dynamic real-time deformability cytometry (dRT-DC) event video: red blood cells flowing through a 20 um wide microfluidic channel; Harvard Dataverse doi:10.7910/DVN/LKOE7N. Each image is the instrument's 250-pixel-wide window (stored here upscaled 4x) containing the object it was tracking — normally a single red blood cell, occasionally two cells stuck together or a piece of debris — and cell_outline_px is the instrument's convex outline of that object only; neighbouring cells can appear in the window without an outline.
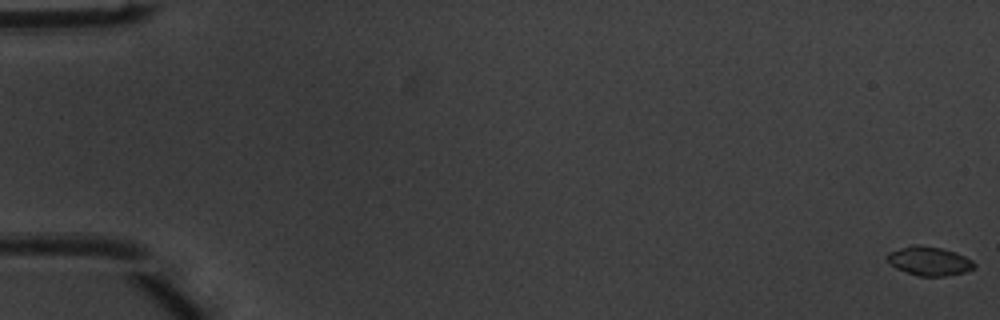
{"species": "common noctule bat (a hibernating species)", "species_latin": "Nyctalus noctula", "temperature_condition": "warm", "stored_images_in_passage": 54, "segment_of_instrument_passage": [1, 2], "camera_frame_rate_fps": 3000, "um_per_image_px": 0.085, "animal": {"sex": "male", "body_mass_g": 20.1, "forearm_length_mm": 53.5}, "frame": {"image": 1, "passage_image": 1, "time_ms": 0.0, "image_size_px": [1000, 320], "cell_outline_px": [[976, 268], [964, 272], [944, 276], [920, 276], [896, 268], [888, 260], [888, 252], [912, 244], [916, 244], [940, 248], [956, 252], [972, 260], [976, 264]], "centroid_in_image_um": [79.02, 22.18], "position_along_channel_um": 6.0, "area_um2": 14.51}}
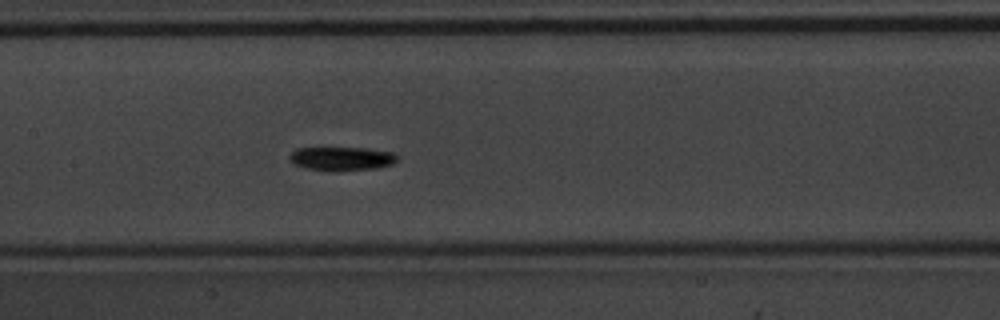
{"frame": {"image": 2, "passage_image": 27, "time_ms": 8.667, "image_size_px": [1000, 320], "cell_outline_px": [[396, 160], [392, 164], [376, 168], [336, 172], [304, 168], [288, 160], [288, 156], [296, 148], [364, 148], [392, 152], [396, 156]], "centroid_in_image_um": [28.99, 13.5], "position_along_channel_um": 178.4, "area_um2": 14.97}}
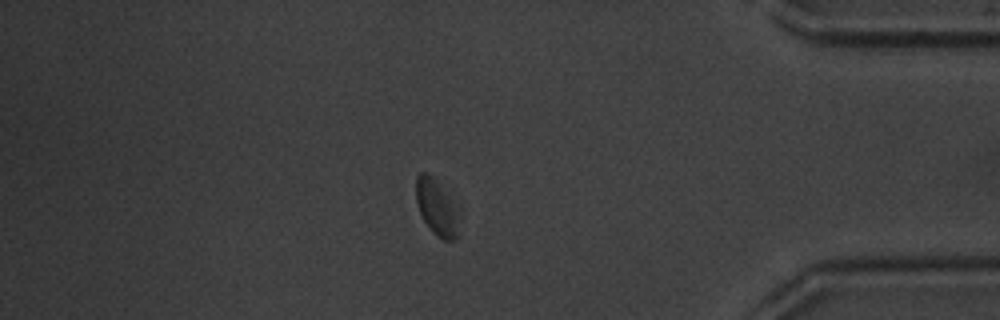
{"frame": {"image": 3, "passage_image": 46, "time_ms": 15.0, "image_size_px": [1000, 320], "cell_outline_px": [[460, 236], [456, 240], [444, 240], [436, 236], [432, 232], [424, 220], [420, 212], [416, 200], [416, 176], [420, 172], [428, 172], [432, 176], [456, 212]], "centroid_in_image_um": [37.07, 17.7], "position_along_channel_um": 398.1, "area_um2": 13.35}}